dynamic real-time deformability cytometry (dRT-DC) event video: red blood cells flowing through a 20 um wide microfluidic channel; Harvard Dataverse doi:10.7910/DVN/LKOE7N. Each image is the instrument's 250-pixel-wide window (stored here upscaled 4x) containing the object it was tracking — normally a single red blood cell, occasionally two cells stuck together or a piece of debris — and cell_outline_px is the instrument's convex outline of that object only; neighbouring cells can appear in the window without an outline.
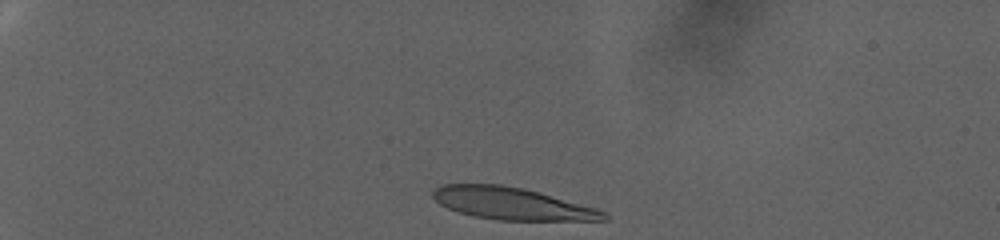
{"species": "human", "species_latin": "Homo sapiens", "temperature_condition": "warm", "stored_images_in_passage": 42, "camera_frame_rate_fps": 3000, "um_per_image_px": 0.085, "donor": {"sex": "female"}, "frame": {"image": 1, "passage_image": 3, "time_ms": 0.667, "image_size_px": [1000, 240], "cell_outline_px": [[608, 220], [500, 220], [472, 216], [448, 208], [440, 204], [432, 196], [432, 192], [440, 184], [500, 184], [524, 188], [596, 208], [604, 212], [608, 216]], "centroid_in_image_um": [43.49, 17.3], "position_along_channel_um": 41.5, "area_um2": 31.79}}
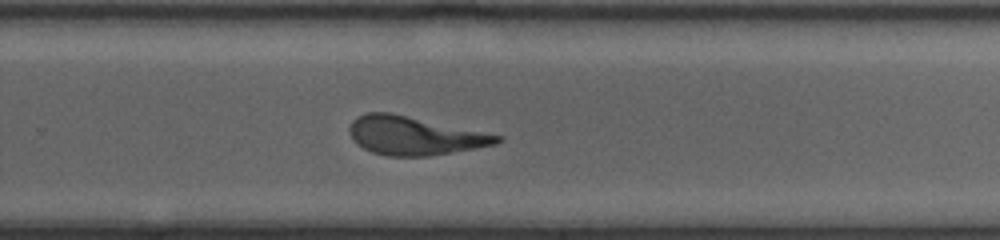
{"frame": {"image": 2, "passage_image": 19, "time_ms": 6.0, "image_size_px": [1000, 240], "cell_outline_px": [[504, 140], [496, 144], [476, 148], [428, 156], [388, 156], [372, 152], [364, 148], [352, 136], [348, 128], [352, 120], [368, 112], [392, 112], [504, 136]], "centroid_in_image_um": [35.27, 11.52], "position_along_channel_um": 294.5, "area_um2": 32.95}}
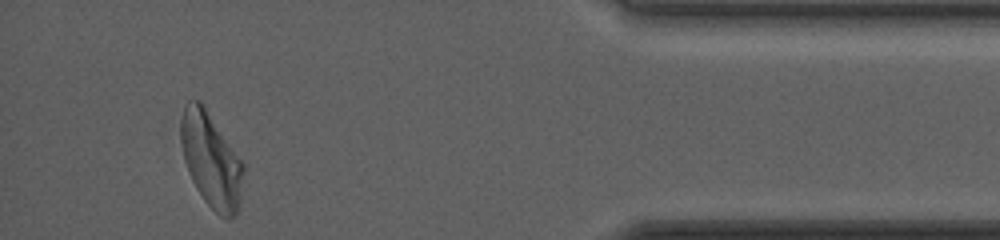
{"frame": {"image": 3, "passage_image": 37, "time_ms": 12.0, "image_size_px": [1000, 240], "cell_outline_px": [[244, 172], [240, 204], [236, 212], [228, 220], [220, 216], [204, 200], [196, 188], [192, 180], [184, 160], [180, 140], [180, 120], [184, 104], [188, 100], [200, 100], [204, 104], [244, 164]], "centroid_in_image_um": [17.93, 13.57], "position_along_channel_um": 417.3, "area_um2": 34.74}}